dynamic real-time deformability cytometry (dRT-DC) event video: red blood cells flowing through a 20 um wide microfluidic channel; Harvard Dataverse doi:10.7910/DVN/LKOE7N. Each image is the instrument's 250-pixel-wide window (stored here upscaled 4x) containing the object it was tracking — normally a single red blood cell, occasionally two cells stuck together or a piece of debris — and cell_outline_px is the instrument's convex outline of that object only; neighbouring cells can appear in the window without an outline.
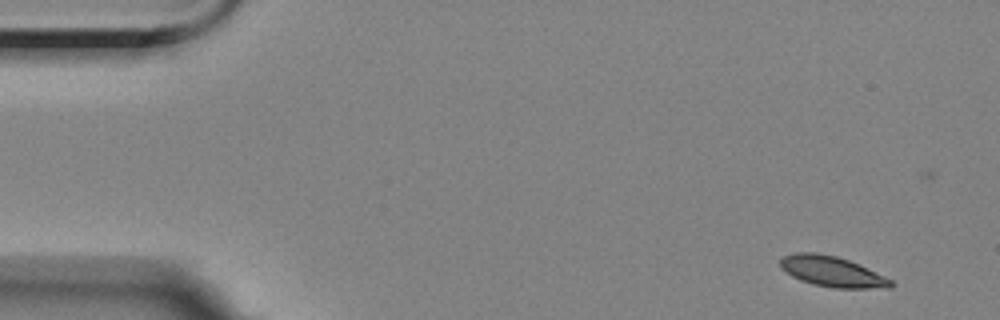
{"species": "Egyptian fruit bat (a non-hibernating species)", "species_latin": "Rousettus aegyptiacus", "temperature_condition": "room temperature", "stored_images_in_passage": 10, "camera_frame_rate_fps": 3000, "um_per_image_px": 0.085, "animal": {"sex": "female"}, "frame": {"image": 1, "passage_image": 1, "time_ms": 0.0, "image_size_px": [1000, 320], "cell_outline_px": [[896, 284], [892, 288], [832, 288], [812, 284], [800, 280], [792, 276], [780, 268], [780, 260], [784, 256], [796, 252], [816, 252], [836, 256], [860, 264], [892, 280]], "centroid_in_image_um": [70.74, 23.09], "position_along_channel_um": 14.3, "area_um2": 19.83}}
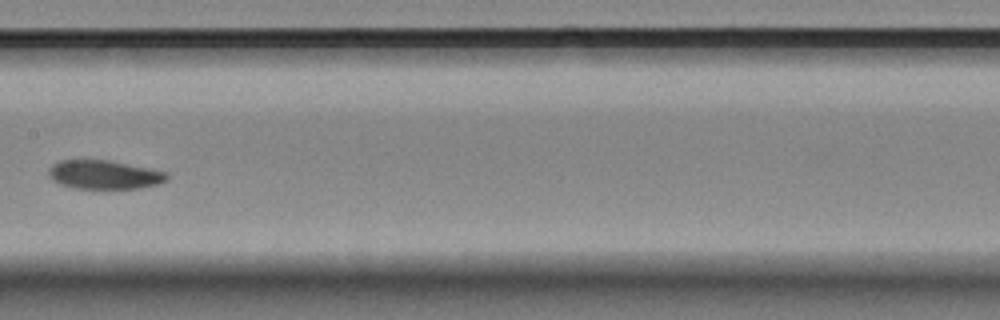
{"frame": {"image": 2, "passage_image": 8, "time_ms": 8.333, "image_size_px": [1000, 320], "cell_outline_px": [[168, 180], [156, 184], [140, 188], [72, 188], [60, 184], [52, 180], [48, 172], [48, 168], [52, 164], [60, 160], [108, 160], [168, 172]], "centroid_in_image_um": [8.84, 14.84], "position_along_channel_um": 198.6, "area_um2": 19.77}}
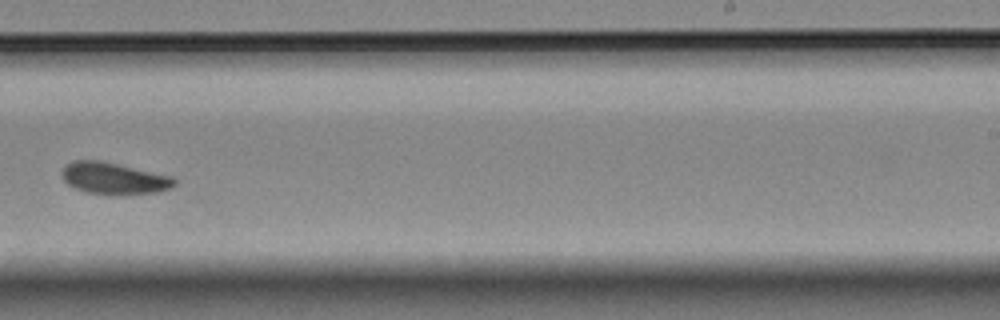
{"frame": {"image": 3, "passage_image": 10, "time_ms": 10.667, "image_size_px": [1000, 320], "cell_outline_px": [[176, 184], [172, 188], [156, 192], [120, 196], [112, 196], [84, 192], [68, 184], [64, 180], [60, 172], [72, 160], [100, 160], [172, 176], [176, 180]], "centroid_in_image_um": [9.69, 15.18], "position_along_channel_um": 279.3, "area_um2": 21.15}}